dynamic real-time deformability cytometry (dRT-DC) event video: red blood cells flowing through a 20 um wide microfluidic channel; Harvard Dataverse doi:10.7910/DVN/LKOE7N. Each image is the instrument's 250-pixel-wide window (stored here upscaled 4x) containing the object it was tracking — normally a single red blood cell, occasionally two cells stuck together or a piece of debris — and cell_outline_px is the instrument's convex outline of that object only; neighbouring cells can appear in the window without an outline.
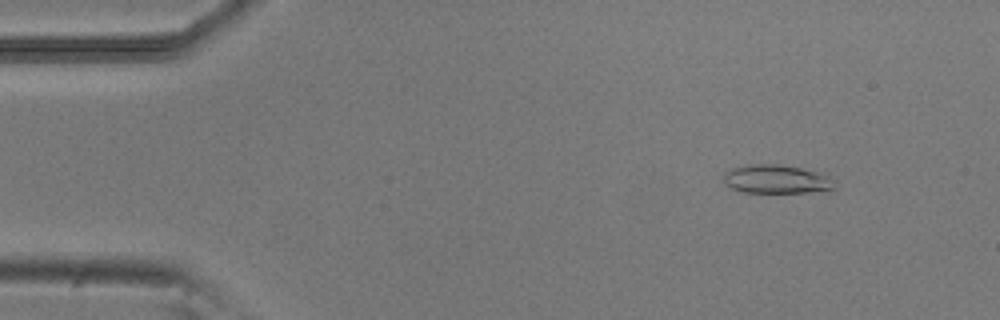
{"species": "common noctule bat (a hibernating species)", "species_latin": "Nyctalus noctula", "temperature_condition": "room temperature", "stored_images_in_passage": 5, "camera_frame_rate_fps": 3000, "um_per_image_px": 0.085, "animal": {"sex": "male", "body_mass_g": 20.5, "forearm_length_mm": 52.5}, "frame": {"image": 1, "passage_image": 1, "time_ms": 0.0, "image_size_px": [1000, 320], "cell_outline_px": [[836, 188], [804, 192], [744, 192], [732, 188], [724, 184], [724, 172], [732, 168], [752, 164], [780, 164], [800, 168], [816, 172], [828, 176]], "centroid_in_image_um": [65.92, 15.22], "position_along_channel_um": 19.1, "area_um2": 18.15}}
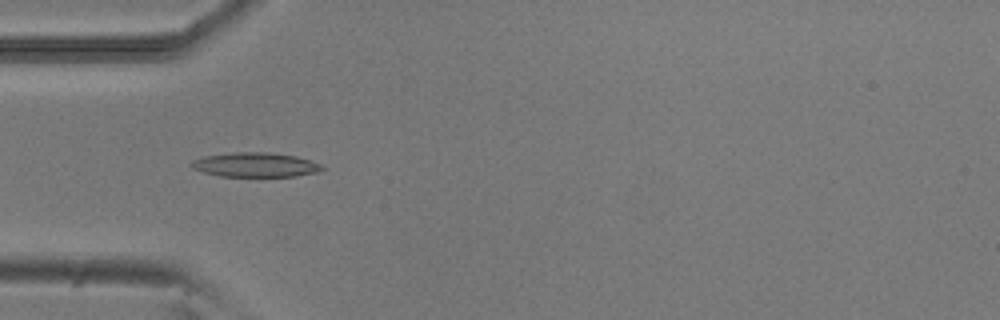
{"frame": {"image": 2, "passage_image": 4, "time_ms": 1.0, "image_size_px": [1000, 320], "cell_outline_px": [[324, 168], [316, 172], [296, 176], [220, 176], [204, 172], [192, 168], [188, 164], [192, 160], [204, 156], [232, 152], [264, 152], [296, 156], [320, 164]], "centroid_in_image_um": [21.64, 14.0], "position_along_channel_um": 63.4, "area_um2": 18.44}}
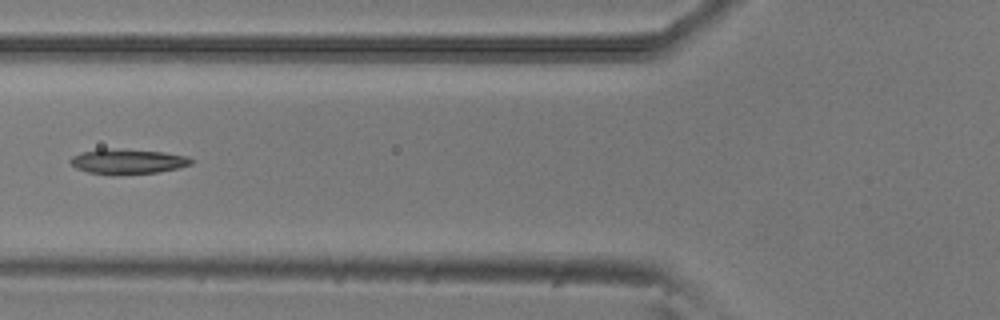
{"frame": {"image": 3, "passage_image": 5, "time_ms": 1.333, "image_size_px": [1000, 320], "cell_outline_px": [[196, 160], [192, 164], [180, 168], [160, 172], [88, 172], [76, 168], [68, 160], [72, 156], [84, 152], [104, 148], [164, 152], [188, 156]], "centroid_in_image_um": [10.94, 13.69], "position_along_channel_um": 114.9, "area_um2": 16.88}}